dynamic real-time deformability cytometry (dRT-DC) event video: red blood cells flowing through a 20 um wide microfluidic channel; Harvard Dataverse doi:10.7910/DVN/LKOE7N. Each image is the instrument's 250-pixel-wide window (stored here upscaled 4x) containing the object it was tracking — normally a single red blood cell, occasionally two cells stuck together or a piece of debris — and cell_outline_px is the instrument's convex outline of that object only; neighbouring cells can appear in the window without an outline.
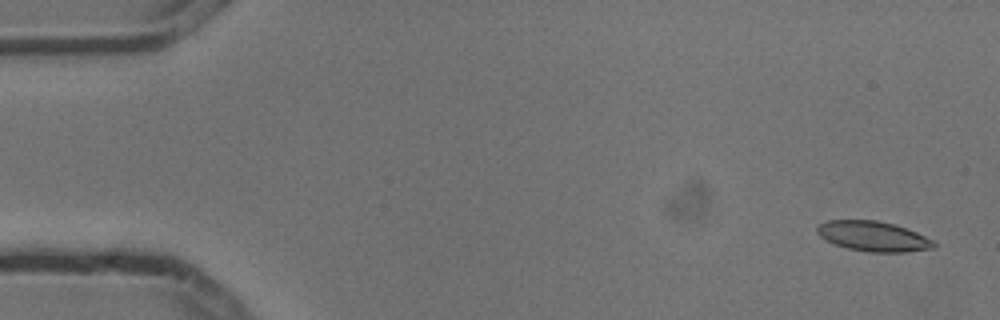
{"species": "common noctule bat (a hibernating species)", "species_latin": "Nyctalus noctula", "temperature_condition": "cold", "stored_images_in_passage": 5, "camera_frame_rate_fps": 3000, "um_per_image_px": 0.085, "animal": {"sex": "male", "body_mass_g": 13.3}, "frame": {"image": 1, "passage_image": 1, "time_ms": 0.0, "image_size_px": [1000, 320], "cell_outline_px": [[936, 248], [904, 252], [868, 252], [848, 248], [836, 244], [820, 236], [816, 232], [816, 228], [820, 224], [828, 220], [876, 220], [896, 224], [916, 232], [932, 240], [936, 244]], "centroid_in_image_um": [74.24, 20.08], "position_along_channel_um": 10.8, "area_um2": 20.35}}
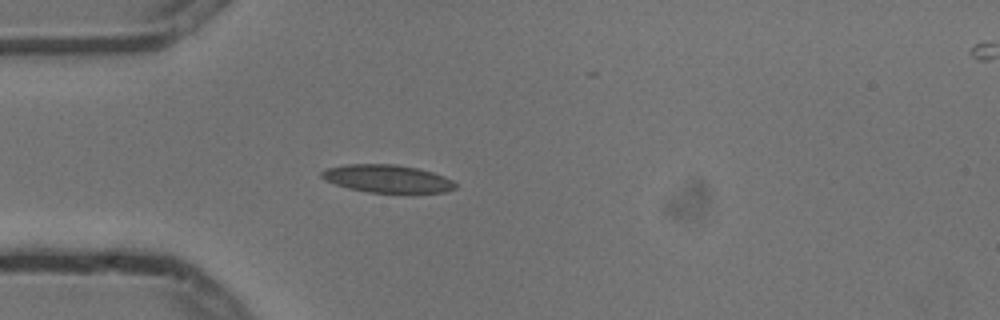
{"frame": {"image": 2, "passage_image": 4, "time_ms": 1.0, "image_size_px": [1000, 320], "cell_outline_px": [[456, 188], [444, 192], [368, 192], [348, 188], [324, 180], [320, 176], [320, 172], [324, 168], [344, 164], [396, 164], [416, 168], [432, 172], [444, 176], [452, 180], [456, 184]], "centroid_in_image_um": [32.86, 15.17], "position_along_channel_um": 52.1, "area_um2": 21.62}}